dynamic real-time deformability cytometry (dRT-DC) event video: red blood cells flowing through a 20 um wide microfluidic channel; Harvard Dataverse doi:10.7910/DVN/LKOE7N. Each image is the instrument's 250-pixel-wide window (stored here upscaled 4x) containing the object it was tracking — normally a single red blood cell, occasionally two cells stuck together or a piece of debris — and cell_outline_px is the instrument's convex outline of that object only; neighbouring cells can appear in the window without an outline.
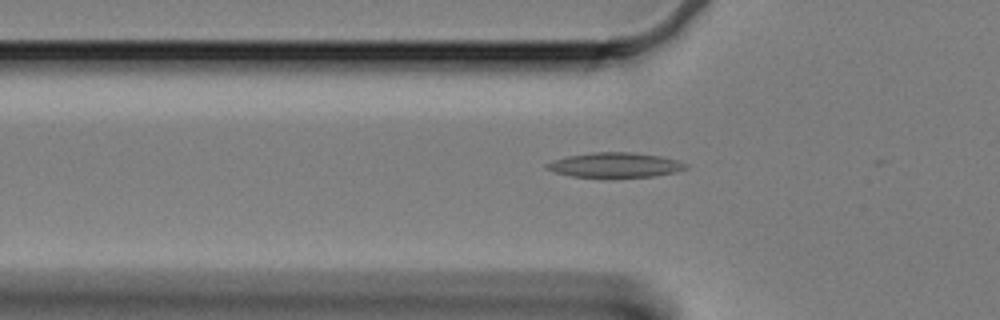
{"species": "Egyptian fruit bat (a non-hibernating species)", "species_latin": "Rousettus aegyptiacus", "temperature_condition": "cold", "stored_images_in_passage": 54, "camera_frame_rate_fps": 3000, "um_per_image_px": 0.085, "animal": {"sex": "female"}, "frame": {"image": 1, "passage_image": 19, "time_ms": 6.0, "image_size_px": [1000, 320], "cell_outline_px": [[688, 168], [676, 172], [656, 176], [616, 180], [572, 176], [556, 172], [544, 168], [544, 164], [552, 160], [568, 156], [592, 152], [628, 152], [660, 156], [676, 160], [688, 164]], "centroid_in_image_um": [52.27, 14.07], "position_along_channel_um": 73.5, "area_um2": 20.98}}
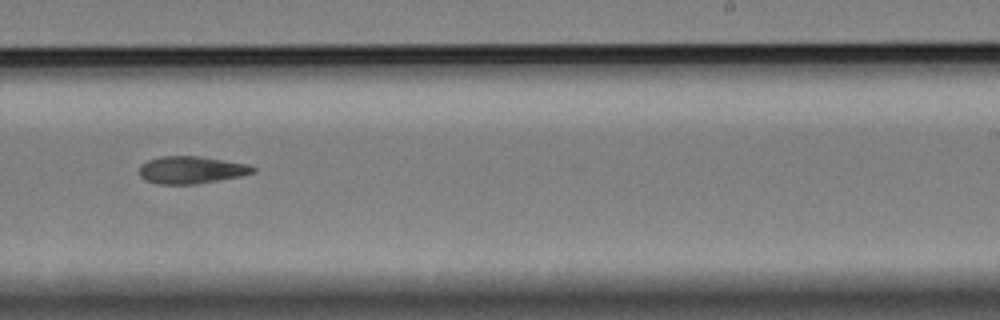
{"frame": {"image": 2, "passage_image": 37, "time_ms": 12.0, "image_size_px": [1000, 320], "cell_outline_px": [[256, 172], [240, 176], [196, 184], [156, 184], [144, 180], [140, 176], [140, 164], [148, 160], [160, 156], [200, 156], [248, 164], [256, 168]], "centroid_in_image_um": [16.24, 14.44], "position_along_channel_um": 272.8, "area_um2": 18.21}}
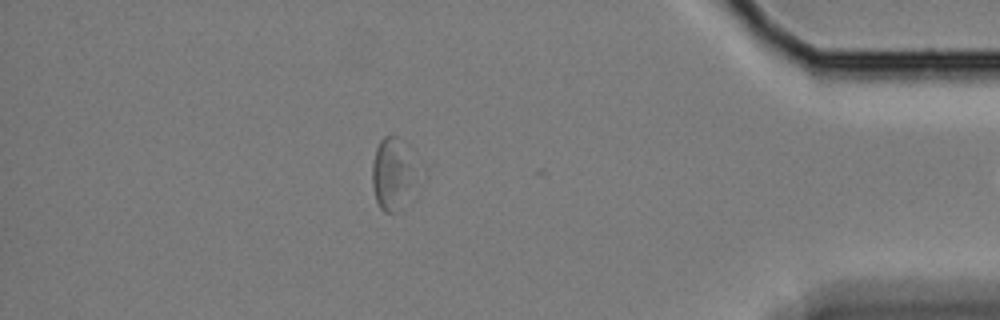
{"frame": {"image": 3, "passage_image": 52, "time_ms": 17.0, "image_size_px": [1000, 320], "cell_outline_px": [[436, 160], [428, 176], [396, 212], [384, 212], [380, 208], [376, 200], [372, 184], [372, 160], [376, 148], [380, 140], [384, 136], [396, 136]], "centroid_in_image_um": [33.81, 14.63], "position_along_channel_um": 401.4, "area_um2": 23.29}}